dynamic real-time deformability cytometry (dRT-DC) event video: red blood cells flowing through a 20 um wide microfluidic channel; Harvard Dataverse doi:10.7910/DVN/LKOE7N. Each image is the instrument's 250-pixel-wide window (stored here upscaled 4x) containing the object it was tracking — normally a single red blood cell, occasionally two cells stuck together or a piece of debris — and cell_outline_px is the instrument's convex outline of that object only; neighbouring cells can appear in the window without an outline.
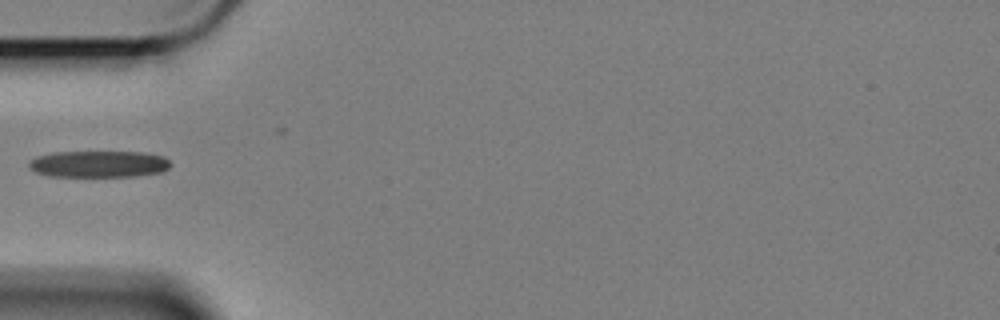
{"species": "Egyptian fruit bat (a non-hibernating species)", "species_latin": "Rousettus aegyptiacus", "temperature_condition": "cold", "stored_images_in_passage": 41, "camera_frame_rate_fps": 3000, "um_per_image_px": 0.085, "animal": {"sex": "female"}, "frame": {"image": 1, "passage_image": 1, "time_ms": 0.0, "image_size_px": [1000, 320], "cell_outline_px": [[172, 164], [164, 172], [136, 176], [48, 176], [36, 172], [28, 164], [36, 156], [52, 152], [140, 152], [164, 156]], "centroid_in_image_um": [8.43, 13.94], "position_along_channel_um": 76.6, "area_um2": 21.96}}
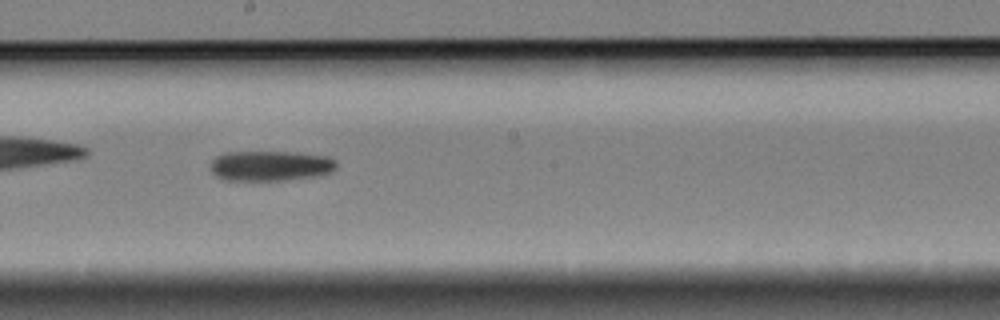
{"frame": {"image": 2, "passage_image": 14, "time_ms": 4.333, "image_size_px": [1000, 320], "cell_outline_px": [[336, 168], [332, 172], [312, 176], [280, 180], [228, 180], [216, 176], [212, 172], [212, 160], [216, 156], [224, 152], [296, 152], [328, 156], [336, 160]], "centroid_in_image_um": [23.0, 14.08], "position_along_channel_um": 225.2, "area_um2": 22.02}}
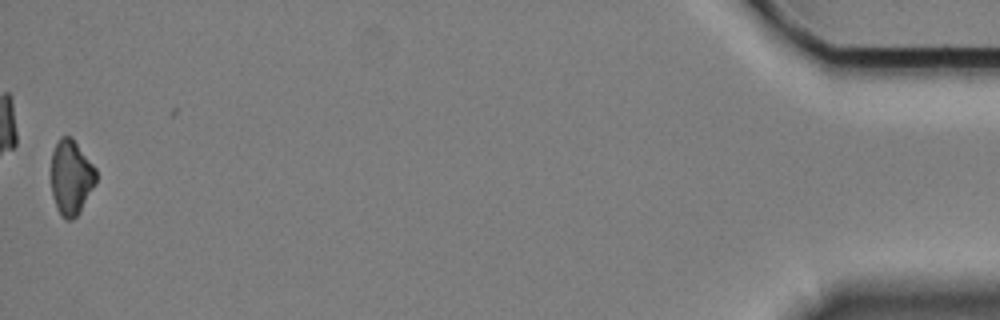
{"frame": {"image": 3, "passage_image": 40, "time_ms": 13.0, "image_size_px": [1000, 320], "cell_outline_px": [[96, 180], [80, 212], [72, 220], [64, 220], [60, 216], [56, 208], [52, 196], [52, 152], [60, 136], [68, 136], [76, 144], [96, 168]], "centroid_in_image_um": [6.02, 15.13], "position_along_channel_um": 429.2, "area_um2": 19.31}}